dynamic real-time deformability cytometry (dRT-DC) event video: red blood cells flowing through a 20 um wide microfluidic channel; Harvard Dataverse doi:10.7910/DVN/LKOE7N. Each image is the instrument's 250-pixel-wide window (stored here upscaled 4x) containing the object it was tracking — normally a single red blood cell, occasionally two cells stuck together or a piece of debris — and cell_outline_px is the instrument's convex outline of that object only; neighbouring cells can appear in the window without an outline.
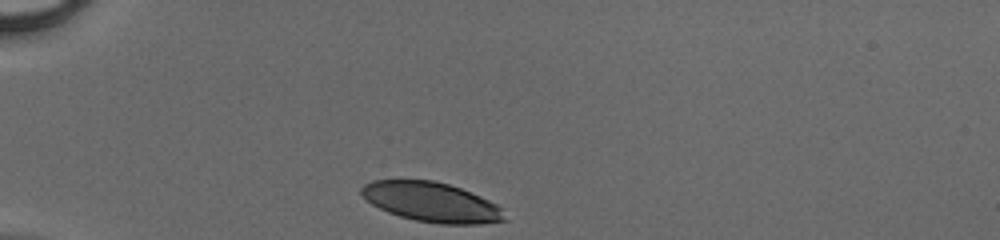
{"species": "human", "species_latin": "Homo sapiens", "temperature_condition": "cold", "stored_images_in_passage": 28, "camera_frame_rate_fps": 3000, "um_per_image_px": 0.085, "donor": {"sex": "male"}, "frame": {"image": 1, "passage_image": 1, "time_ms": 0.0, "image_size_px": [1000, 240], "cell_outline_px": [[508, 220], [480, 224], [440, 224], [416, 220], [400, 216], [388, 212], [372, 204], [360, 192], [360, 188], [364, 184], [372, 180], [432, 180], [448, 184], [460, 188], [480, 196], [496, 204], [500, 208]], "centroid_in_image_um": [36.68, 17.18], "position_along_channel_um": 48.3, "area_um2": 32.83}}
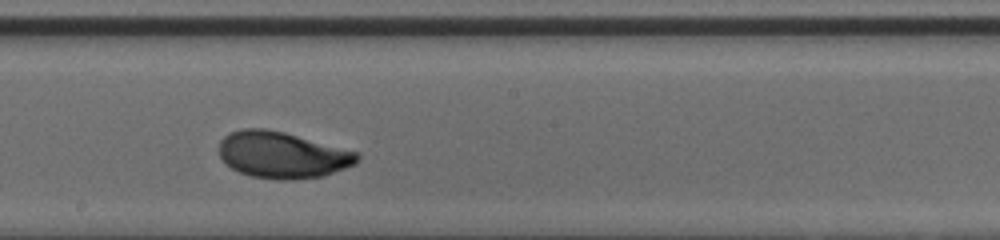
{"frame": {"image": 2, "passage_image": 16, "time_ms": 5.0, "image_size_px": [1000, 240], "cell_outline_px": [[360, 156], [356, 164], [324, 176], [296, 180], [276, 180], [252, 176], [240, 172], [232, 168], [220, 156], [220, 140], [228, 132], [244, 128], [264, 128], [284, 132], [360, 152]], "centroid_in_image_um": [24.03, 13.17], "position_along_channel_um": 224.2, "area_um2": 37.63}}
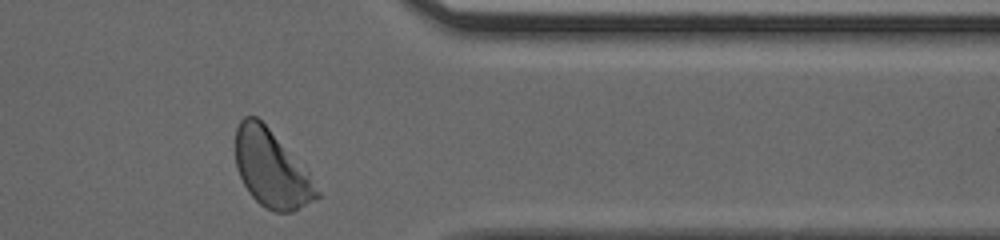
{"frame": {"image": 3, "passage_image": 28, "time_ms": 9.0, "image_size_px": [1000, 240], "cell_outline_px": [[320, 196], [316, 200], [292, 212], [276, 212], [264, 208], [248, 192], [236, 168], [236, 128], [240, 120], [244, 116], [256, 116], [268, 128], [308, 172], [320, 192]], "centroid_in_image_um": [23.06, 14.38], "position_along_channel_um": 388.3, "area_um2": 36.13}}